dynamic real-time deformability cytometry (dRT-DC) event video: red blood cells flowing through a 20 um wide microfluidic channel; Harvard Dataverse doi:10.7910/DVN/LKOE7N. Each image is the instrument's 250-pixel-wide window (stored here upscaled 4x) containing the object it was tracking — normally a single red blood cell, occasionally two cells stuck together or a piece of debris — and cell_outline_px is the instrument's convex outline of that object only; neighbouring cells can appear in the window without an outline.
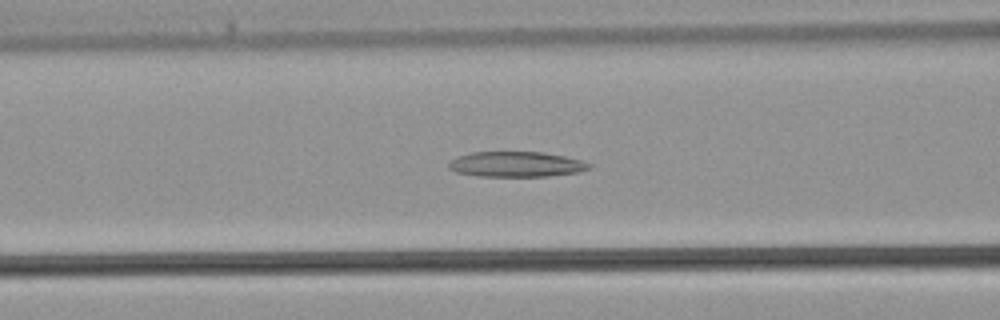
{"species": "common noctule bat (a hibernating species)", "species_latin": "Nyctalus noctula", "temperature_condition": "warm", "stored_images_in_passage": 37, "camera_frame_rate_fps": 3000, "um_per_image_px": 0.085, "animal": {"sex": "male", "body_mass_g": 21.5, "forearm_length_mm": 52.0}, "frame": {"image": 1, "passage_image": 12, "time_ms": 3.667, "image_size_px": [1000, 320], "cell_outline_px": [[592, 168], [580, 172], [548, 176], [480, 176], [456, 172], [448, 168], [448, 164], [452, 160], [460, 156], [472, 152], [544, 152], [564, 156], [580, 160], [592, 164]], "centroid_in_image_um": [43.92, 13.96], "position_along_channel_um": 122.7, "area_um2": 20.63}}
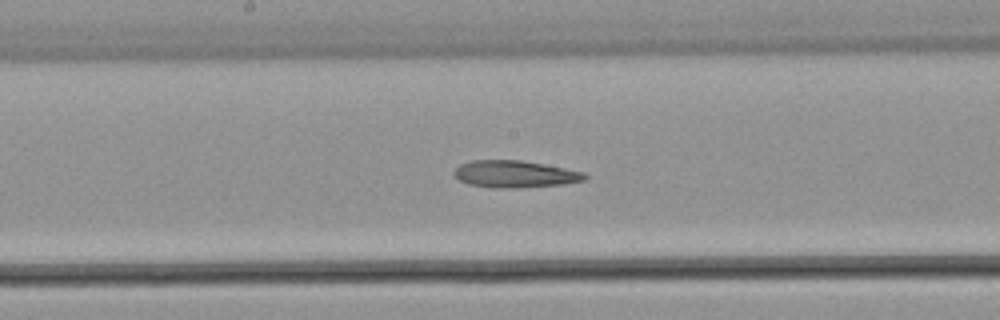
{"frame": {"image": 2, "passage_image": 17, "time_ms": 5.333, "image_size_px": [1000, 320], "cell_outline_px": [[588, 180], [564, 184], [516, 188], [496, 188], [468, 184], [460, 180], [452, 172], [460, 164], [472, 160], [520, 160], [544, 164], [584, 172], [588, 176]], "centroid_in_image_um": [43.79, 14.8], "position_along_channel_um": 204.4, "area_um2": 20.63}}
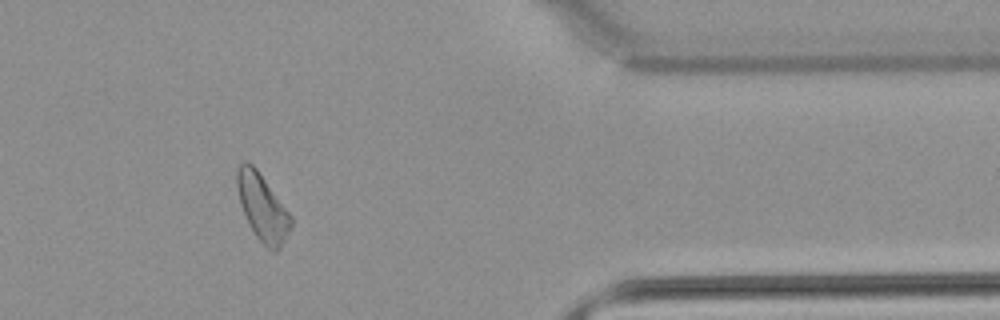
{"frame": {"image": 3, "passage_image": 30, "time_ms": 9.667, "image_size_px": [1000, 320], "cell_outline_px": [[292, 224], [280, 248], [276, 252], [272, 252], [256, 236], [248, 224], [240, 204], [236, 188], [236, 168], [244, 160], [248, 160], [256, 168], [292, 216]], "centroid_in_image_um": [22.28, 17.6], "position_along_channel_um": 389.1, "area_um2": 20.98}}